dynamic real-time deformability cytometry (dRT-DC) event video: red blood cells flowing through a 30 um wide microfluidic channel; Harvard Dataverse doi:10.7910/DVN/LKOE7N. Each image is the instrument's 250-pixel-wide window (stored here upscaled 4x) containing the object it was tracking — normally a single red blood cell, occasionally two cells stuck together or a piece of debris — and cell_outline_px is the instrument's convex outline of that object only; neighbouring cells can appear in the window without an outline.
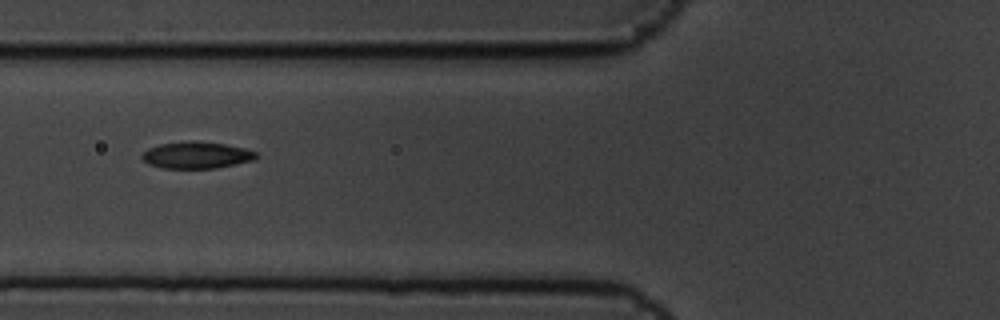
{"species": "common noctule bat (a hibernating species)", "species_latin": "Nyctalus noctula", "temperature_condition": "cold", "stored_images_in_passage": 16, "camera_frame_rate_fps": 3000, "um_per_image_px": 0.085, "animal": {"sex": "male", "body_mass_g": 19.5, "forearm_length_mm": 54.6}, "frame": {"image": 1, "passage_image": 6, "time_ms": 1.667, "image_size_px": [1000, 320], "cell_outline_px": [[260, 156], [252, 160], [236, 164], [216, 168], [160, 168], [148, 164], [140, 156], [148, 148], [160, 144], [188, 140], [192, 140], [224, 144], [244, 148], [256, 152]], "centroid_in_image_um": [16.69, 13.18], "position_along_channel_um": 109.1, "area_um2": 17.86}}
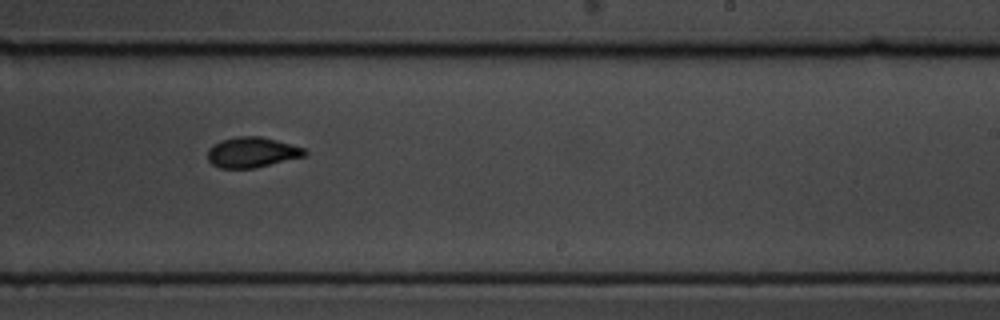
{"frame": {"image": 2, "passage_image": 10, "time_ms": 3.0, "image_size_px": [1000, 320], "cell_outline_px": [[308, 152], [304, 156], [256, 168], [220, 168], [212, 164], [208, 160], [208, 148], [212, 144], [220, 140], [236, 136], [260, 136], [276, 140], [304, 148]], "centroid_in_image_um": [21.39, 12.94], "position_along_channel_um": 267.6, "area_um2": 17.22}}
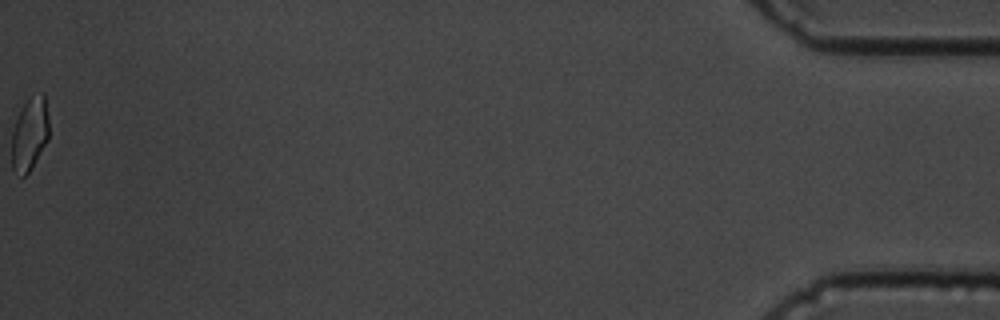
{"frame": {"image": 3, "passage_image": 16, "time_ms": 5.0, "image_size_px": [1000, 320], "cell_outline_px": [[48, 140], [28, 172], [24, 176], [20, 176], [12, 168], [12, 132], [20, 108], [28, 100], [44, 92], [48, 116]], "centroid_in_image_um": [2.52, 11.4], "position_along_channel_um": 432.7, "area_um2": 15.55}}